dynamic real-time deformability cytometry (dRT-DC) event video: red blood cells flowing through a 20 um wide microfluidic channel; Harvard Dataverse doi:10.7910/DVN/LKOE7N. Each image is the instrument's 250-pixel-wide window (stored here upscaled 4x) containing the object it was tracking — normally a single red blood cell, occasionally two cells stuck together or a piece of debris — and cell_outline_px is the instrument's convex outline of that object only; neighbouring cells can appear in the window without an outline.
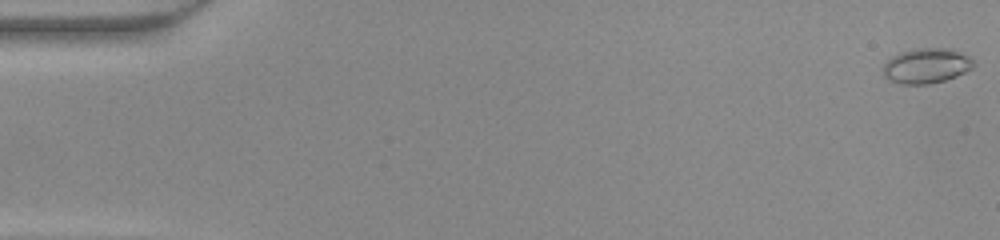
{"species": "common noctule bat (a hibernating species)", "species_latin": "Nyctalus noctula", "temperature_condition": "warm", "stored_images_in_passage": 49, "camera_frame_rate_fps": 3000, "um_per_image_px": 0.085, "animal": {"sex": "female", "body_mass_g": 22.0, "forearm_length_mm": 56.7}, "frame": {"image": 1, "passage_image": 1, "time_ms": 0.0, "image_size_px": [1000, 240], "cell_outline_px": [[976, 64], [972, 68], [956, 76], [944, 80], [928, 84], [900, 84], [888, 80], [884, 76], [884, 64], [892, 56], [900, 52], [916, 48], [952, 48], [968, 56]], "centroid_in_image_um": [78.74, 5.58], "position_along_channel_um": 6.3, "area_um2": 18.5}}
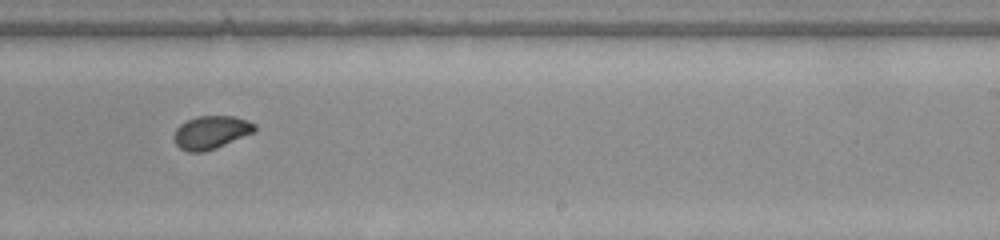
{"frame": {"image": 2, "passage_image": 31, "time_ms": 10.0, "image_size_px": [1000, 240], "cell_outline_px": [[256, 128], [252, 132], [216, 148], [204, 152], [188, 152], [180, 148], [176, 144], [172, 136], [176, 128], [180, 124], [196, 116], [232, 116], [248, 120], [256, 124]], "centroid_in_image_um": [17.89, 11.25], "position_along_channel_um": 271.1, "area_um2": 15.49}}
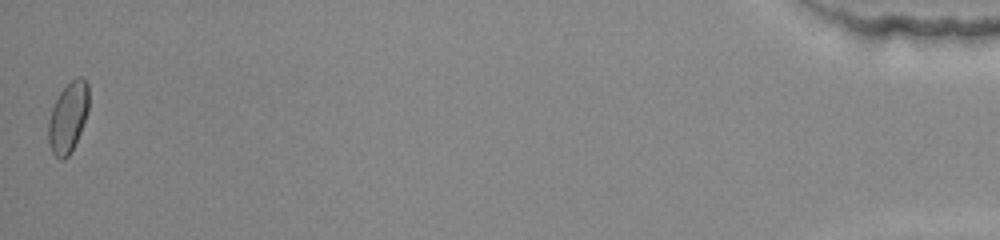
{"frame": {"image": 3, "passage_image": 49, "time_ms": 16.0, "image_size_px": [1000, 240], "cell_outline_px": [[88, 112], [80, 132], [68, 156], [64, 160], [60, 160], [52, 152], [48, 140], [48, 120], [52, 108], [60, 92], [76, 76], [80, 76], [88, 84]], "centroid_in_image_um": [5.78, 9.97], "position_along_channel_um": 429.4, "area_um2": 16.36}}